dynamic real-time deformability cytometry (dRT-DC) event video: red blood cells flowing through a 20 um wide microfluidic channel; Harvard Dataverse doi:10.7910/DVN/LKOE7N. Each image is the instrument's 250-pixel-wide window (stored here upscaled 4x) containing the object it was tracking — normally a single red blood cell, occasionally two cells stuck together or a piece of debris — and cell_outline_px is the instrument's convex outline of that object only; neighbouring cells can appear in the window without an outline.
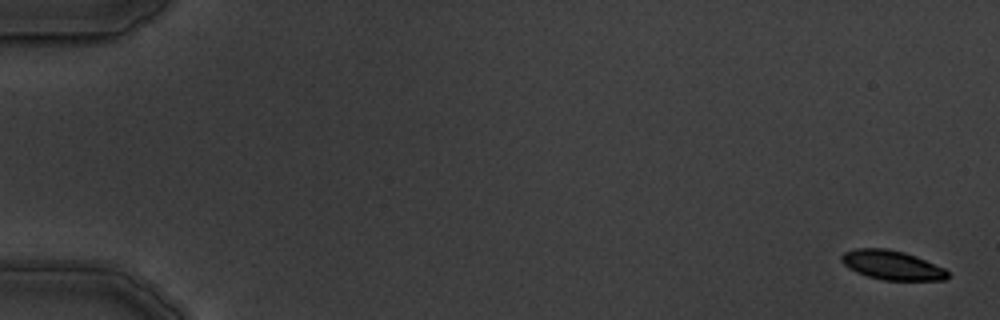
{"species": "common noctule bat (a hibernating species)", "species_latin": "Nyctalus noctula", "temperature_condition": "warm", "stored_images_in_passage": 7, "camera_frame_rate_fps": 3000, "um_per_image_px": 0.085, "animal": {"sex": "male", "body_mass_g": 19.5, "forearm_length_mm": 54.6}, "frame": {"image": 1, "passage_image": 1, "time_ms": 0.0, "image_size_px": [1000, 320], "cell_outline_px": [[948, 276], [944, 280], [884, 280], [868, 276], [856, 272], [848, 268], [840, 260], [840, 256], [844, 252], [856, 248], [888, 248], [904, 252], [916, 256], [944, 268], [948, 272]], "centroid_in_image_um": [75.78, 22.52], "position_along_channel_um": 9.2, "area_um2": 18.09}}
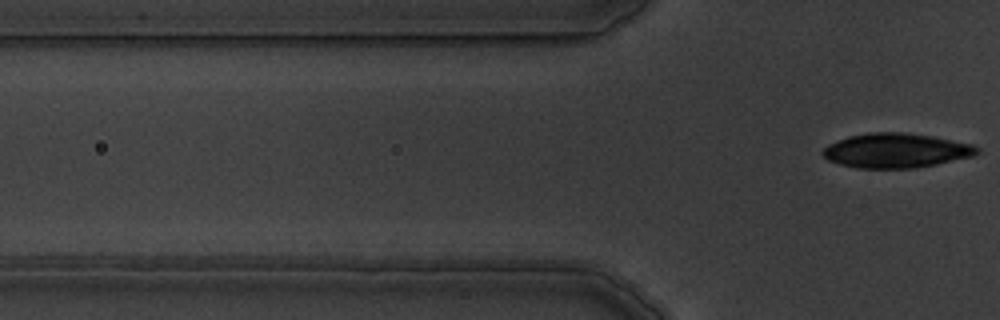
{"frame": {"image": 2, "passage_image": 7, "time_ms": 8.0, "image_size_px": [1000, 320], "cell_outline_px": [[980, 152], [972, 156], [936, 164], [912, 168], [860, 168], [840, 164], [828, 160], [820, 152], [828, 144], [848, 136], [872, 132], [904, 132], [932, 136], [972, 144], [980, 148]], "centroid_in_image_um": [76.15, 12.79], "position_along_channel_um": 49.6, "area_um2": 30.92}}